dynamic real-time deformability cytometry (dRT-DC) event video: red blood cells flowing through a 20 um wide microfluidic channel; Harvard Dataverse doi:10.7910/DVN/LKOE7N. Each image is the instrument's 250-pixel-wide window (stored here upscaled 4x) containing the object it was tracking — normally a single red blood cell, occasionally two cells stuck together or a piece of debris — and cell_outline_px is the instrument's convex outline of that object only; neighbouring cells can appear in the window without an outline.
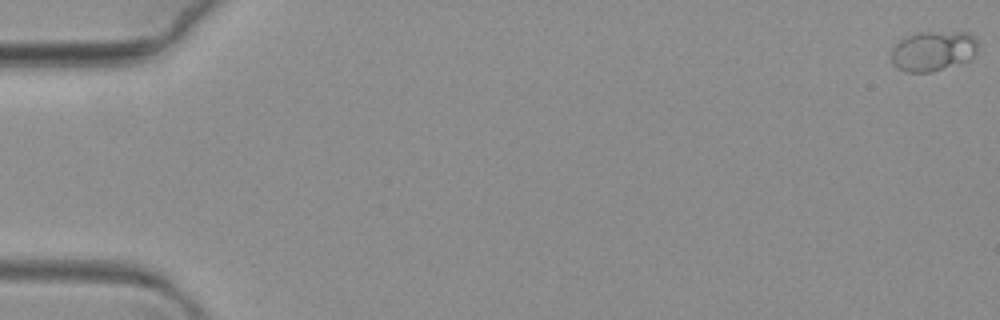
{"species": "common noctule bat (a hibernating species)", "species_latin": "Nyctalus noctula", "temperature_condition": "warm", "stored_images_in_passage": 69, "camera_frame_rate_fps": 3000, "um_per_image_px": 0.085, "animal": {"sex": "female", "body_mass_g": 19.3, "forearm_length_mm": 54.1}, "frame": {"image": 1, "passage_image": 1, "time_ms": 0.0, "image_size_px": [1000, 320], "cell_outline_px": [[976, 52], [964, 64], [932, 72], [904, 72], [892, 64], [892, 48], [900, 40], [916, 32], [968, 32], [976, 40]], "centroid_in_image_um": [79.31, 4.35], "position_along_channel_um": 5.7, "area_um2": 20.4}}
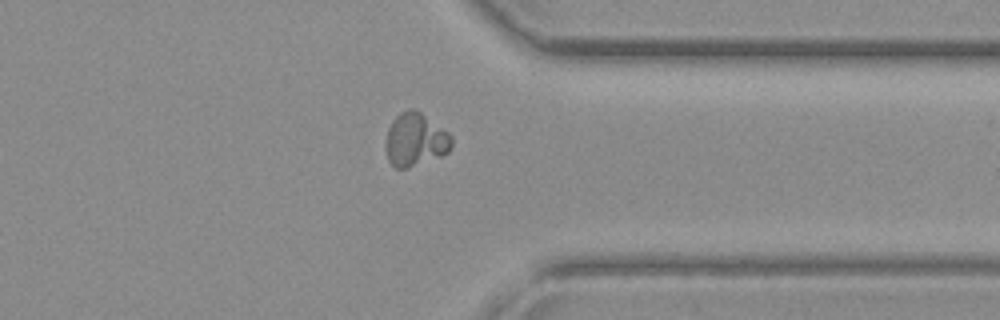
{"frame": {"image": 2, "passage_image": 55, "time_ms": 18.0, "image_size_px": [1000, 320], "cell_outline_px": [[452, 148], [448, 152], [440, 156], [408, 168], [396, 168], [388, 160], [384, 144], [388, 128], [392, 120], [400, 112], [408, 108], [416, 108], [448, 132], [452, 136]], "centroid_in_image_um": [35.29, 11.85], "position_along_channel_um": 376.1, "area_um2": 20.69}}
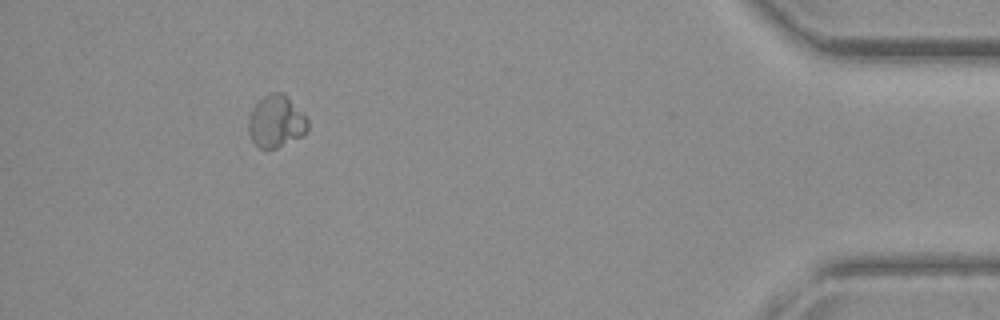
{"frame": {"image": 3, "passage_image": 64, "time_ms": 21.0, "image_size_px": [1000, 320], "cell_outline_px": [[308, 128], [300, 136], [276, 148], [260, 148], [252, 140], [248, 132], [248, 120], [252, 108], [264, 96], [272, 92], [284, 92], [288, 96], [308, 120]], "centroid_in_image_um": [23.44, 10.3], "position_along_channel_um": 411.8, "area_um2": 17.74}}